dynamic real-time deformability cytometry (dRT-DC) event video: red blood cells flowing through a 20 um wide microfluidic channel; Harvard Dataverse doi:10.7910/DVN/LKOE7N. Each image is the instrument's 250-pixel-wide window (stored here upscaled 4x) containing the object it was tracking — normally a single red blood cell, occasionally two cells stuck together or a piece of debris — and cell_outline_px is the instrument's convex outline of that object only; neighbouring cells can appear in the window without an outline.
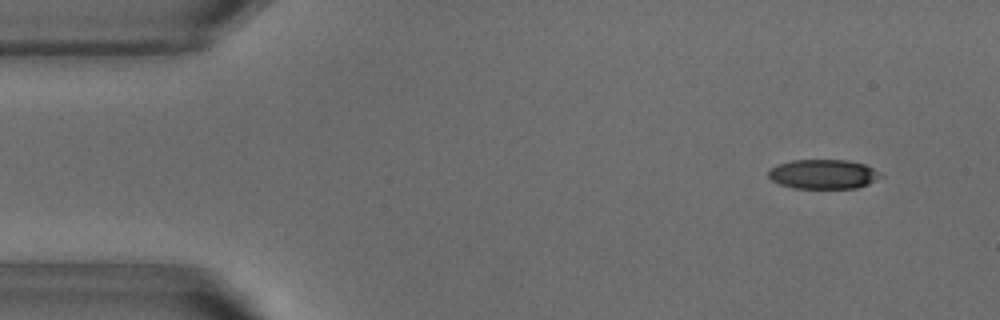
{"species": "common noctule bat (a hibernating species)", "species_latin": "Nyctalus noctula", "temperature_condition": "warm", "stored_images_in_passage": 12, "camera_frame_rate_fps": 3000, "um_per_image_px": 0.085, "animal": {"sex": "male", "body_mass_g": 18.8}, "frame": {"image": 1, "passage_image": 4, "time_ms": 1.0, "image_size_px": [1000, 320], "cell_outline_px": [[884, 176], [868, 184], [856, 188], [792, 188], [780, 184], [772, 180], [768, 176], [768, 168], [776, 164], [792, 160], [848, 160], [864, 164], [872, 168]], "centroid_in_image_um": [69.94, 14.8], "position_along_channel_um": 15.1, "area_um2": 19.36}}